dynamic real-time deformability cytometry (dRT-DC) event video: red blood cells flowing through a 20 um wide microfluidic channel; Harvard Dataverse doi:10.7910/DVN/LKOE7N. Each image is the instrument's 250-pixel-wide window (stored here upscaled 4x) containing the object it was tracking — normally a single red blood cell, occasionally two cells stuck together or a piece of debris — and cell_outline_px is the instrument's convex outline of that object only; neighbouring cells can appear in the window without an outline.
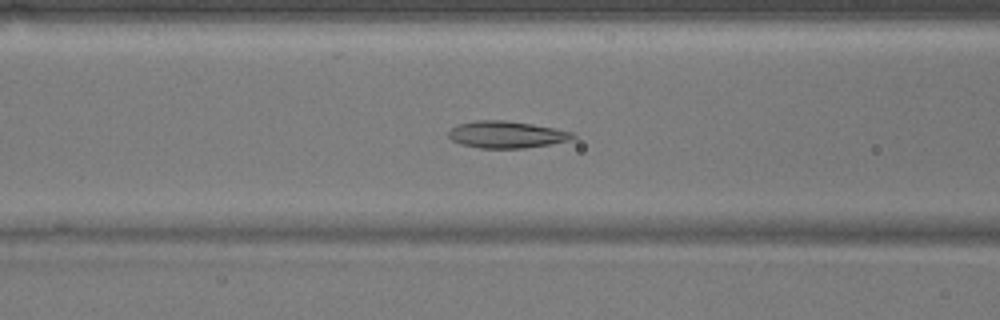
{"species": "common noctule bat (a hibernating species)", "species_latin": "Nyctalus noctula", "temperature_condition": "warm", "stored_images_in_passage": 37, "camera_frame_rate_fps": 3000, "um_per_image_px": 0.085, "animal": {"sex": "male", "body_mass_g": 17.9}, "frame": {"image": 1, "passage_image": 10, "time_ms": 3.0, "image_size_px": [1000, 320], "cell_outline_px": [[576, 136], [572, 140], [552, 144], [524, 148], [480, 148], [460, 144], [452, 140], [448, 136], [448, 132], [456, 124], [476, 120], [504, 120], [532, 124], [576, 132]], "centroid_in_image_um": [43.08, 11.44], "position_along_channel_um": 123.5, "area_um2": 19.71}}
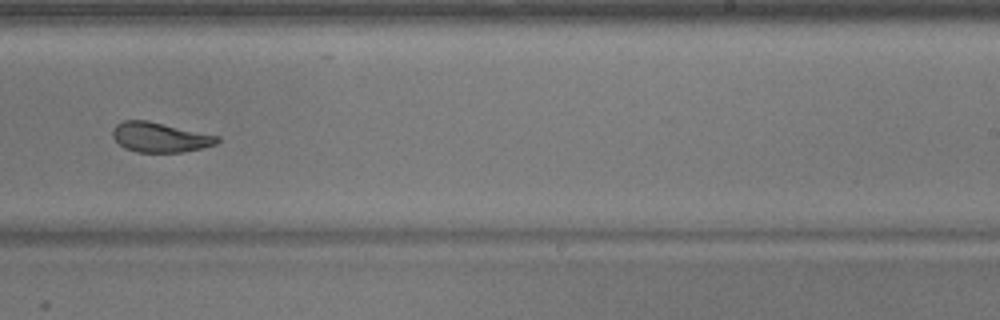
{"frame": {"image": 2, "passage_image": 22, "time_ms": 7.0, "image_size_px": [1000, 320], "cell_outline_px": [[220, 140], [216, 144], [184, 152], [136, 152], [124, 148], [112, 136], [112, 128], [116, 124], [124, 120], [148, 120], [220, 136]], "centroid_in_image_um": [13.59, 11.66], "position_along_channel_um": 275.4, "area_um2": 18.26}}
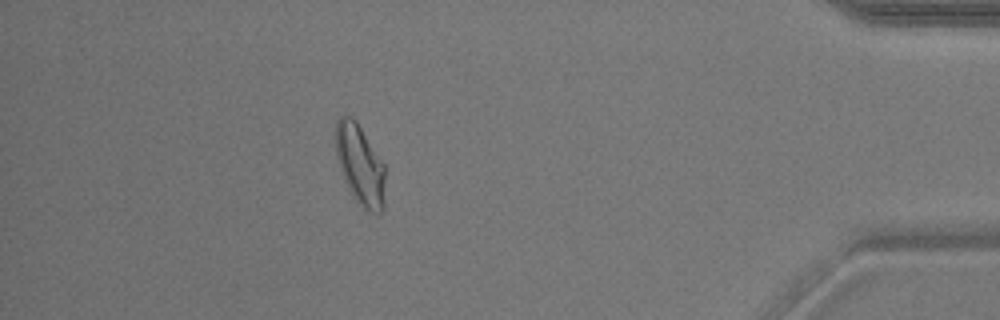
{"frame": {"image": 3, "passage_image": 36, "time_ms": 11.667, "image_size_px": [1000, 320], "cell_outline_px": [[384, 208], [380, 212], [372, 212], [364, 208], [352, 196], [344, 180], [336, 156], [336, 120], [340, 116], [352, 116], [356, 120], [384, 164]], "centroid_in_image_um": [30.59, 13.99], "position_along_channel_um": 404.6, "area_um2": 22.95}, "authors_computed_cell_mechanics": {"area_um2": 19.7676, "velocity_mm_per_s": 3.7974, "shape_relaxation_time_tau1_ms": null, "shape_relaxation_time_tau2_ms": 1.3211, "deformation_change_tau1": null, "deformation_change_tau2": 0.0823}}